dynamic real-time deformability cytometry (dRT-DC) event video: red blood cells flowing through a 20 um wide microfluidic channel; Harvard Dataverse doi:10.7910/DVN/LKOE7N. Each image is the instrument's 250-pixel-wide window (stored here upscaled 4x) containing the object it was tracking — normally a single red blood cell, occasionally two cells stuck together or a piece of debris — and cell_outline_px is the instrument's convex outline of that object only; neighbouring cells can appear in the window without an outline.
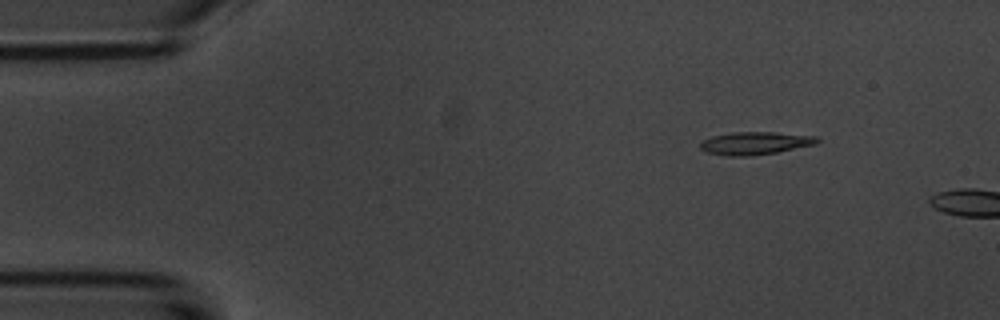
{"species": "common noctule bat (a hibernating species)", "species_latin": "Nyctalus noctula", "temperature_condition": "room temperature", "stored_images_in_passage": 2, "camera_frame_rate_fps": 3000, "um_per_image_px": 0.085, "animal": {"sex": "male", "body_mass_g": 20.1, "forearm_length_mm": 53.5}, "frame": {"image": 1, "passage_image": 1, "time_ms": 0.0, "image_size_px": [1000, 320], "cell_outline_px": [[820, 140], [816, 144], [776, 152], [748, 156], [728, 156], [708, 152], [700, 148], [700, 144], [704, 140], [712, 136], [732, 132], [772, 132], [820, 136]], "centroid_in_image_um": [64.23, 12.16], "position_along_channel_um": 20.8, "area_um2": 15.43}}